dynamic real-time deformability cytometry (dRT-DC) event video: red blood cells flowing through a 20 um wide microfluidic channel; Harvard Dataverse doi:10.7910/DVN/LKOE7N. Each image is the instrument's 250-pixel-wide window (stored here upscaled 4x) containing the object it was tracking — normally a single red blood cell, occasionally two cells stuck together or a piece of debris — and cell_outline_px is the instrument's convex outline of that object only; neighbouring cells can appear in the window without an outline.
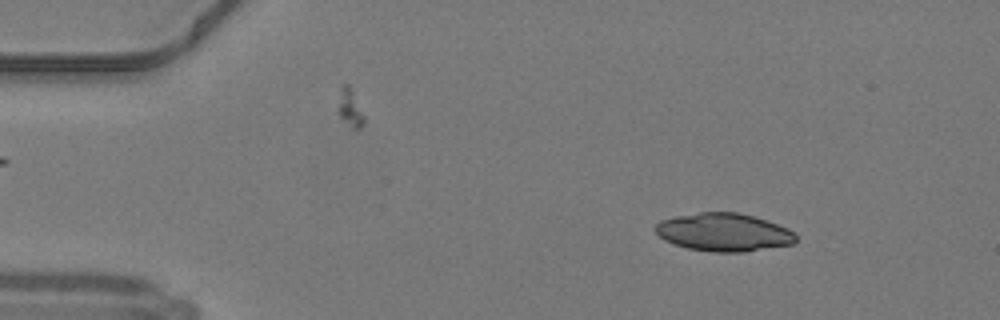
{"species": "common noctule bat (a hibernating species)", "species_latin": "Nyctalus noctula", "temperature_condition": "warm", "stored_images_in_passage": 26, "camera_frame_rate_fps": 3000, "um_per_image_px": 0.085, "animal": {"sex": "male", "body_mass_g": 19.2, "forearm_length_mm": 51.8}, "frame": {"image": 1, "passage_image": 6, "time_ms": 1.667, "image_size_px": [1000, 320], "cell_outline_px": [[796, 240], [792, 244], [744, 252], [712, 252], [688, 248], [664, 240], [652, 228], [660, 220], [676, 216], [700, 212], [740, 212], [788, 228], [796, 236]], "centroid_in_image_um": [61.48, 19.74], "position_along_channel_um": 23.5, "area_um2": 30.98}}